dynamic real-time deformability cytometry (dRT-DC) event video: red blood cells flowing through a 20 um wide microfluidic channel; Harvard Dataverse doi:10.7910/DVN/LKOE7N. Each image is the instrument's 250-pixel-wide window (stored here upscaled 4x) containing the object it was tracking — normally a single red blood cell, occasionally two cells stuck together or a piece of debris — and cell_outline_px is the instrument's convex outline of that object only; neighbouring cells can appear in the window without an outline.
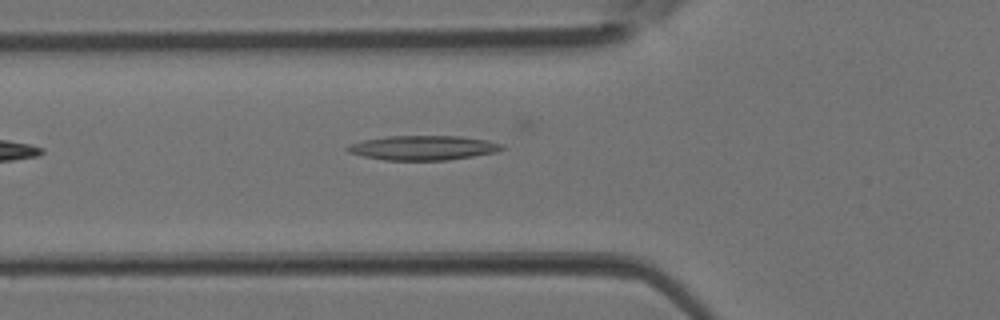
{"species": "Egyptian fruit bat (a non-hibernating species)", "species_latin": "Rousettus aegyptiacus", "temperature_condition": "room temperature", "stored_images_in_passage": 3, "camera_frame_rate_fps": 3000, "um_per_image_px": 0.085, "animal": {"sex": "female"}, "frame": {"image": 1, "passage_image": 3, "time_ms": 0.667, "image_size_px": [1000, 320], "cell_outline_px": [[504, 148], [496, 152], [448, 160], [384, 160], [364, 156], [348, 152], [344, 148], [352, 144], [364, 140], [388, 136], [460, 136], [488, 140], [500, 144]], "centroid_in_image_um": [35.96, 12.56], "position_along_channel_um": 89.8, "area_um2": 21.85}}